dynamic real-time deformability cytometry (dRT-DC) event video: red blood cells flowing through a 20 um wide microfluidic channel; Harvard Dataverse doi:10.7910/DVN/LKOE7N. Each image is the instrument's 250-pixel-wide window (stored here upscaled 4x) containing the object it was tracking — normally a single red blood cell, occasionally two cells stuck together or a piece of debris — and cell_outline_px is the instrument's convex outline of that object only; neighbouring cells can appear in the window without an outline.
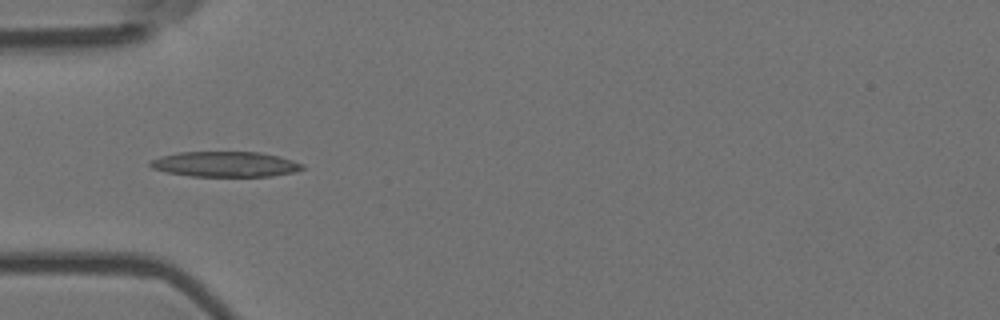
{"species": "Egyptian fruit bat (a non-hibernating species)", "species_latin": "Rousettus aegyptiacus", "temperature_condition": "room temperature", "stored_images_in_passage": 39, "camera_frame_rate_fps": 3000, "um_per_image_px": 0.085, "animal": {"sex": "female"}, "frame": {"image": 1, "passage_image": 1, "time_ms": 0.0, "image_size_px": [1000, 320], "cell_outline_px": [[304, 168], [292, 172], [272, 176], [192, 176], [168, 172], [152, 168], [148, 164], [152, 160], [160, 156], [180, 152], [260, 152], [292, 160], [304, 164]], "centroid_in_image_um": [19.14, 13.95], "position_along_channel_um": 65.9, "area_um2": 22.2}}
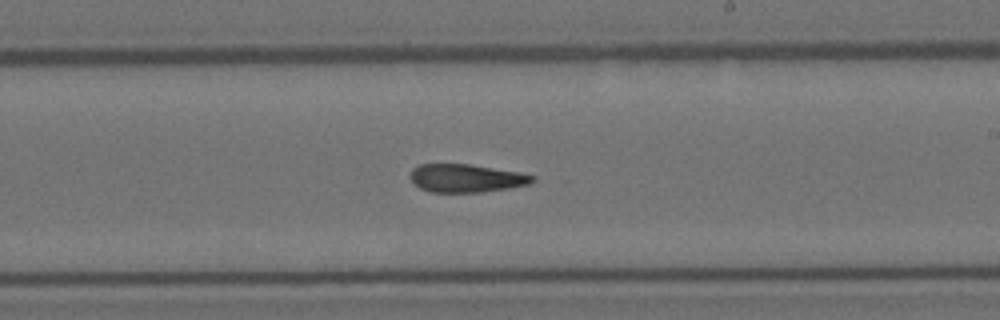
{"frame": {"image": 2, "passage_image": 16, "time_ms": 5.0, "image_size_px": [1000, 320], "cell_outline_px": [[536, 180], [532, 184], [508, 188], [480, 192], [432, 192], [420, 188], [408, 176], [412, 168], [420, 164], [468, 164], [520, 172], [536, 176]], "centroid_in_image_um": [39.65, 15.14], "position_along_channel_um": 249.3, "area_um2": 20.11}}
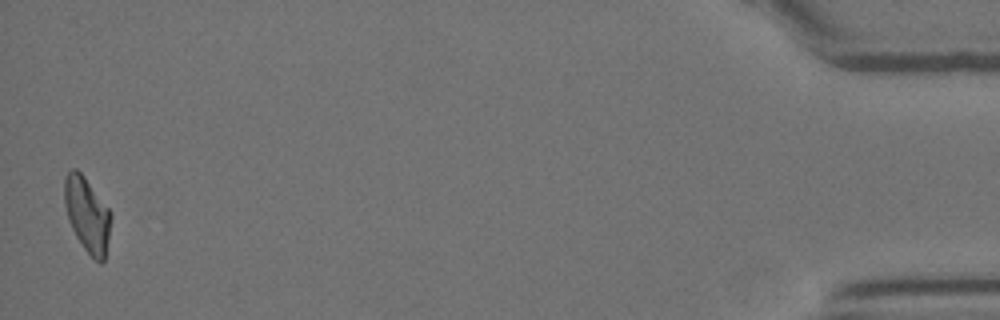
{"frame": {"image": 3, "passage_image": 38, "time_ms": 12.333, "image_size_px": [1000, 320], "cell_outline_px": [[112, 216], [108, 240], [104, 260], [100, 264], [84, 248], [76, 236], [68, 220], [64, 204], [64, 180], [68, 172], [72, 168], [76, 168], [84, 176], [112, 212]], "centroid_in_image_um": [7.41, 18.22], "position_along_channel_um": 427.8, "area_um2": 20.23}, "authors_computed_cell_mechanics": {"area_um2": 20.6346, "velocity_mm_per_s": 3.6787, "shape_relaxation_time_tau1_ms": null, "shape_relaxation_time_tau2_ms": 5.0085, "deformation_change_tau1": null, "deformation_change_tau2": 0.1528}}